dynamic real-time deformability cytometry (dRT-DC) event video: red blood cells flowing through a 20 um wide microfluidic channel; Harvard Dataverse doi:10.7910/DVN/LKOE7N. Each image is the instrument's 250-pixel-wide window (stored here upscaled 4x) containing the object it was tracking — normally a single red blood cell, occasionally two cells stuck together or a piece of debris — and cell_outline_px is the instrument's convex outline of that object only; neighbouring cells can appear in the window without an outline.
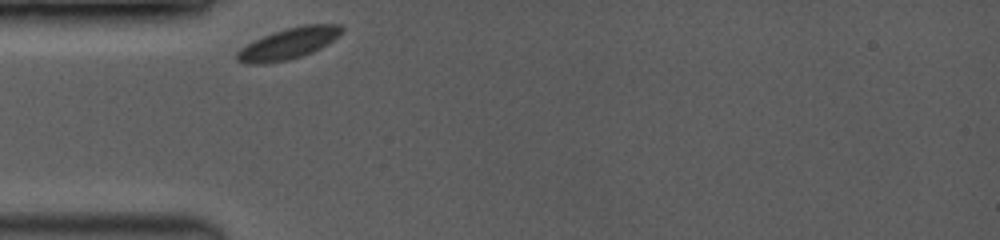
{"species": "common noctule bat (a hibernating species)", "species_latin": "Nyctalus noctula", "temperature_condition": "room temperature", "stored_images_in_passage": 34, "camera_frame_rate_fps": 3500, "um_per_image_px": 0.085, "animal": {"sex": "female", "body_mass_g": 19.0, "forearm_length_mm": 53.3}, "frame": {"image": 1, "passage_image": 1, "time_ms": 0.0, "image_size_px": [1000, 240], "cell_outline_px": [[344, 32], [340, 36], [320, 48], [312, 52], [288, 60], [264, 64], [248, 64], [236, 60], [236, 52], [240, 48], [272, 32], [304, 24], [340, 24], [344, 28]], "centroid_in_image_um": [24.55, 3.7], "position_along_channel_um": 60.5, "area_um2": 19.02}}
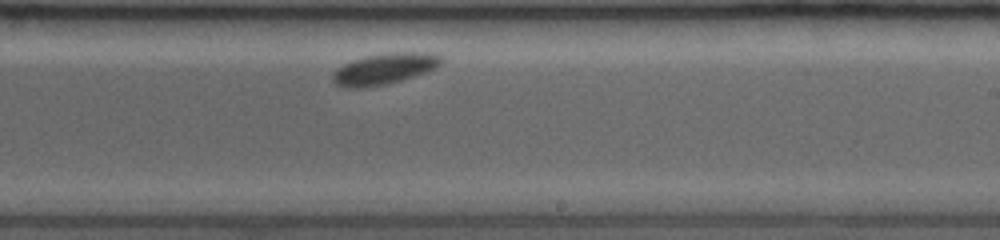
{"frame": {"image": 2, "passage_image": 20, "time_ms": 5.429, "image_size_px": [1000, 240], "cell_outline_px": [[444, 60], [436, 68], [400, 80], [384, 84], [356, 88], [352, 88], [336, 84], [332, 80], [332, 72], [336, 68], [352, 60], [368, 56], [392, 52], [432, 52], [440, 56]], "centroid_in_image_um": [32.68, 5.82], "position_along_channel_um": 256.3, "area_um2": 19.36}}
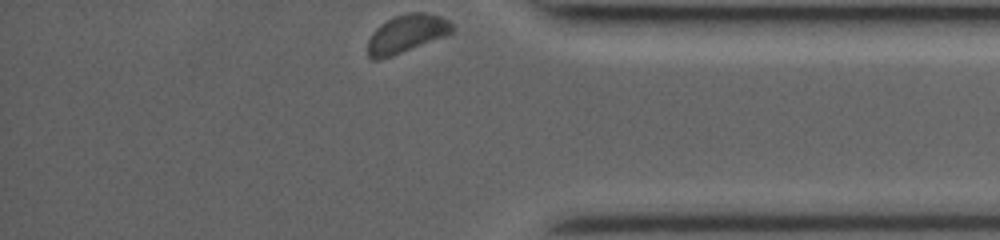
{"frame": {"image": 3, "passage_image": 34, "time_ms": 9.429, "image_size_px": [1000, 240], "cell_outline_px": [[456, 28], [448, 36], [392, 56], [380, 60], [372, 60], [368, 56], [368, 40], [372, 32], [380, 24], [396, 16], [412, 12], [424, 12], [440, 16], [448, 20]], "centroid_in_image_um": [34.58, 2.88], "position_along_channel_um": 400.6, "area_um2": 18.96}, "authors_computed_cell_mechanics": {"area_um2": 18.9873, "velocity_mm_per_s": 3.6691, "shape_relaxation_time_tau1_ms": 0.6212, "shape_relaxation_time_tau2_ms": null, "deformation_change_tau1": 0.0221, "deformation_change_tau2": null}}